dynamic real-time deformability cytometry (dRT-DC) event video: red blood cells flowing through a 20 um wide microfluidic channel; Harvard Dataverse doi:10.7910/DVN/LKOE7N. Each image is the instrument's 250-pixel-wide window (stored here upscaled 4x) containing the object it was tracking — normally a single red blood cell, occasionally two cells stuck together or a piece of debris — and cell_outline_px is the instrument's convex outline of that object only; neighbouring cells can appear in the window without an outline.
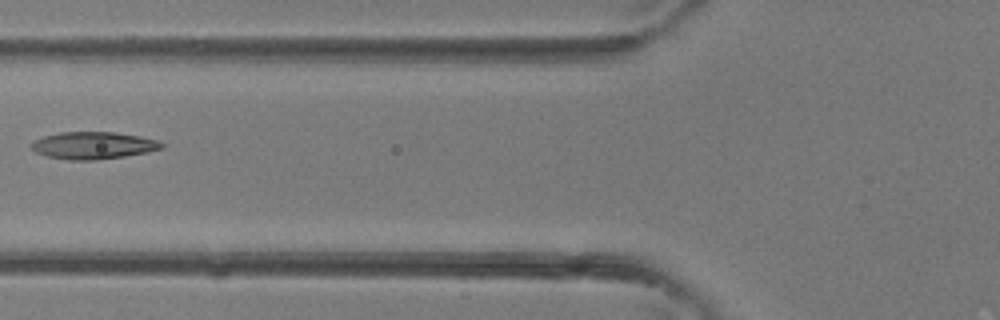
{"species": "common noctule bat (a hibernating species)", "species_latin": "Nyctalus noctula", "temperature_condition": "room temperature", "stored_images_in_passage": 5, "camera_frame_rate_fps": 3000, "um_per_image_px": 0.085, "animal": {"sex": "female"}, "frame": {"image": 1, "passage_image": 5, "time_ms": 1.333, "image_size_px": [1000, 320], "cell_outline_px": [[164, 148], [148, 152], [124, 156], [96, 160], [68, 160], [48, 156], [36, 152], [28, 144], [32, 140], [44, 136], [60, 132], [116, 132], [140, 136], [160, 140], [164, 144]], "centroid_in_image_um": [7.94, 12.35], "position_along_channel_um": 117.9, "area_um2": 20.87}}